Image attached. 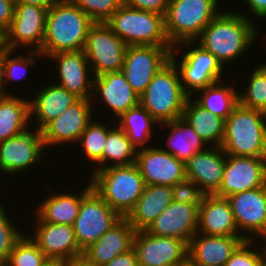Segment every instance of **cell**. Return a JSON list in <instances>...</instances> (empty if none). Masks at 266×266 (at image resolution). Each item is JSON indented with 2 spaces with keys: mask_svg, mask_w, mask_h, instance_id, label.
<instances>
[{
  "mask_svg": "<svg viewBox=\"0 0 266 266\" xmlns=\"http://www.w3.org/2000/svg\"><path fill=\"white\" fill-rule=\"evenodd\" d=\"M137 149L135 164L146 185L174 186L186 179L185 164L162 146Z\"/></svg>",
  "mask_w": 266,
  "mask_h": 266,
  "instance_id": "17",
  "label": "cell"
},
{
  "mask_svg": "<svg viewBox=\"0 0 266 266\" xmlns=\"http://www.w3.org/2000/svg\"><path fill=\"white\" fill-rule=\"evenodd\" d=\"M94 22L105 23L123 4V0H72Z\"/></svg>",
  "mask_w": 266,
  "mask_h": 266,
  "instance_id": "41",
  "label": "cell"
},
{
  "mask_svg": "<svg viewBox=\"0 0 266 266\" xmlns=\"http://www.w3.org/2000/svg\"><path fill=\"white\" fill-rule=\"evenodd\" d=\"M105 23L127 46H172L163 15L122 4Z\"/></svg>",
  "mask_w": 266,
  "mask_h": 266,
  "instance_id": "7",
  "label": "cell"
},
{
  "mask_svg": "<svg viewBox=\"0 0 266 266\" xmlns=\"http://www.w3.org/2000/svg\"><path fill=\"white\" fill-rule=\"evenodd\" d=\"M197 233L209 236L242 235L227 197L205 194L199 206Z\"/></svg>",
  "mask_w": 266,
  "mask_h": 266,
  "instance_id": "26",
  "label": "cell"
},
{
  "mask_svg": "<svg viewBox=\"0 0 266 266\" xmlns=\"http://www.w3.org/2000/svg\"><path fill=\"white\" fill-rule=\"evenodd\" d=\"M31 239L47 258L74 260L83 255L74 234L73 226L42 222L37 216Z\"/></svg>",
  "mask_w": 266,
  "mask_h": 266,
  "instance_id": "21",
  "label": "cell"
},
{
  "mask_svg": "<svg viewBox=\"0 0 266 266\" xmlns=\"http://www.w3.org/2000/svg\"><path fill=\"white\" fill-rule=\"evenodd\" d=\"M209 148L185 163V174L186 179L195 182L205 194H214L222 182L226 154L221 147Z\"/></svg>",
  "mask_w": 266,
  "mask_h": 266,
  "instance_id": "24",
  "label": "cell"
},
{
  "mask_svg": "<svg viewBox=\"0 0 266 266\" xmlns=\"http://www.w3.org/2000/svg\"><path fill=\"white\" fill-rule=\"evenodd\" d=\"M225 154L266 157V114L238 103L225 122Z\"/></svg>",
  "mask_w": 266,
  "mask_h": 266,
  "instance_id": "3",
  "label": "cell"
},
{
  "mask_svg": "<svg viewBox=\"0 0 266 266\" xmlns=\"http://www.w3.org/2000/svg\"><path fill=\"white\" fill-rule=\"evenodd\" d=\"M136 155L137 148L131 143L126 133L117 124H114V126H111L110 128L108 127L103 157L96 163L99 167H96V169L92 171L91 175H93L97 170H101L109 166L134 164Z\"/></svg>",
  "mask_w": 266,
  "mask_h": 266,
  "instance_id": "33",
  "label": "cell"
},
{
  "mask_svg": "<svg viewBox=\"0 0 266 266\" xmlns=\"http://www.w3.org/2000/svg\"><path fill=\"white\" fill-rule=\"evenodd\" d=\"M95 22L72 0H58L47 12L46 29L40 53L43 58L57 53L81 51Z\"/></svg>",
  "mask_w": 266,
  "mask_h": 266,
  "instance_id": "2",
  "label": "cell"
},
{
  "mask_svg": "<svg viewBox=\"0 0 266 266\" xmlns=\"http://www.w3.org/2000/svg\"><path fill=\"white\" fill-rule=\"evenodd\" d=\"M136 230L126 218H122L97 241L83 251L82 257L89 263L104 266L119 254L133 248Z\"/></svg>",
  "mask_w": 266,
  "mask_h": 266,
  "instance_id": "25",
  "label": "cell"
},
{
  "mask_svg": "<svg viewBox=\"0 0 266 266\" xmlns=\"http://www.w3.org/2000/svg\"><path fill=\"white\" fill-rule=\"evenodd\" d=\"M261 266H266V254L263 256Z\"/></svg>",
  "mask_w": 266,
  "mask_h": 266,
  "instance_id": "52",
  "label": "cell"
},
{
  "mask_svg": "<svg viewBox=\"0 0 266 266\" xmlns=\"http://www.w3.org/2000/svg\"><path fill=\"white\" fill-rule=\"evenodd\" d=\"M126 48L127 44L106 23L95 22L83 48L94 77L122 71Z\"/></svg>",
  "mask_w": 266,
  "mask_h": 266,
  "instance_id": "9",
  "label": "cell"
},
{
  "mask_svg": "<svg viewBox=\"0 0 266 266\" xmlns=\"http://www.w3.org/2000/svg\"><path fill=\"white\" fill-rule=\"evenodd\" d=\"M188 97L180 82L178 70L170 60L154 75L140 95L139 104L162 124L182 118Z\"/></svg>",
  "mask_w": 266,
  "mask_h": 266,
  "instance_id": "5",
  "label": "cell"
},
{
  "mask_svg": "<svg viewBox=\"0 0 266 266\" xmlns=\"http://www.w3.org/2000/svg\"><path fill=\"white\" fill-rule=\"evenodd\" d=\"M255 243V241H244L231 255L225 266H261L263 256L266 254V245L259 247L258 250L252 249Z\"/></svg>",
  "mask_w": 266,
  "mask_h": 266,
  "instance_id": "42",
  "label": "cell"
},
{
  "mask_svg": "<svg viewBox=\"0 0 266 266\" xmlns=\"http://www.w3.org/2000/svg\"><path fill=\"white\" fill-rule=\"evenodd\" d=\"M104 266H138L137 256L132 248L128 252L119 254Z\"/></svg>",
  "mask_w": 266,
  "mask_h": 266,
  "instance_id": "46",
  "label": "cell"
},
{
  "mask_svg": "<svg viewBox=\"0 0 266 266\" xmlns=\"http://www.w3.org/2000/svg\"><path fill=\"white\" fill-rule=\"evenodd\" d=\"M93 91L94 99L91 100L98 101L101 98L100 101L106 103V107L117 119L129 109L139 105L140 96L132 89L122 71L94 77Z\"/></svg>",
  "mask_w": 266,
  "mask_h": 266,
  "instance_id": "23",
  "label": "cell"
},
{
  "mask_svg": "<svg viewBox=\"0 0 266 266\" xmlns=\"http://www.w3.org/2000/svg\"><path fill=\"white\" fill-rule=\"evenodd\" d=\"M220 0H169L165 32L174 47L185 41H196L205 27L221 11Z\"/></svg>",
  "mask_w": 266,
  "mask_h": 266,
  "instance_id": "6",
  "label": "cell"
},
{
  "mask_svg": "<svg viewBox=\"0 0 266 266\" xmlns=\"http://www.w3.org/2000/svg\"><path fill=\"white\" fill-rule=\"evenodd\" d=\"M71 260L47 258L41 266H70Z\"/></svg>",
  "mask_w": 266,
  "mask_h": 266,
  "instance_id": "50",
  "label": "cell"
},
{
  "mask_svg": "<svg viewBox=\"0 0 266 266\" xmlns=\"http://www.w3.org/2000/svg\"><path fill=\"white\" fill-rule=\"evenodd\" d=\"M123 4L140 10H145L165 16L169 0H123Z\"/></svg>",
  "mask_w": 266,
  "mask_h": 266,
  "instance_id": "44",
  "label": "cell"
},
{
  "mask_svg": "<svg viewBox=\"0 0 266 266\" xmlns=\"http://www.w3.org/2000/svg\"><path fill=\"white\" fill-rule=\"evenodd\" d=\"M35 93L34 98L29 100L30 117H34L36 129L40 131L79 99L56 83L46 85Z\"/></svg>",
  "mask_w": 266,
  "mask_h": 266,
  "instance_id": "27",
  "label": "cell"
},
{
  "mask_svg": "<svg viewBox=\"0 0 266 266\" xmlns=\"http://www.w3.org/2000/svg\"><path fill=\"white\" fill-rule=\"evenodd\" d=\"M49 8L31 4H16L10 27L0 37V44L16 51L22 46L27 51H41L43 46L46 17Z\"/></svg>",
  "mask_w": 266,
  "mask_h": 266,
  "instance_id": "11",
  "label": "cell"
},
{
  "mask_svg": "<svg viewBox=\"0 0 266 266\" xmlns=\"http://www.w3.org/2000/svg\"><path fill=\"white\" fill-rule=\"evenodd\" d=\"M30 101L12 94L0 96V142L29 129Z\"/></svg>",
  "mask_w": 266,
  "mask_h": 266,
  "instance_id": "32",
  "label": "cell"
},
{
  "mask_svg": "<svg viewBox=\"0 0 266 266\" xmlns=\"http://www.w3.org/2000/svg\"><path fill=\"white\" fill-rule=\"evenodd\" d=\"M47 259L43 251L24 234L14 245L4 266H41Z\"/></svg>",
  "mask_w": 266,
  "mask_h": 266,
  "instance_id": "38",
  "label": "cell"
},
{
  "mask_svg": "<svg viewBox=\"0 0 266 266\" xmlns=\"http://www.w3.org/2000/svg\"><path fill=\"white\" fill-rule=\"evenodd\" d=\"M16 2L0 0V37L10 27L15 14Z\"/></svg>",
  "mask_w": 266,
  "mask_h": 266,
  "instance_id": "45",
  "label": "cell"
},
{
  "mask_svg": "<svg viewBox=\"0 0 266 266\" xmlns=\"http://www.w3.org/2000/svg\"><path fill=\"white\" fill-rule=\"evenodd\" d=\"M133 249L138 266H185L188 244L173 237L154 236L146 230L135 232Z\"/></svg>",
  "mask_w": 266,
  "mask_h": 266,
  "instance_id": "13",
  "label": "cell"
},
{
  "mask_svg": "<svg viewBox=\"0 0 266 266\" xmlns=\"http://www.w3.org/2000/svg\"><path fill=\"white\" fill-rule=\"evenodd\" d=\"M251 14L253 13L258 19L266 18V0H245Z\"/></svg>",
  "mask_w": 266,
  "mask_h": 266,
  "instance_id": "47",
  "label": "cell"
},
{
  "mask_svg": "<svg viewBox=\"0 0 266 266\" xmlns=\"http://www.w3.org/2000/svg\"><path fill=\"white\" fill-rule=\"evenodd\" d=\"M44 151V152H43ZM42 133L36 128L0 142V173L17 174L42 161L45 155ZM3 172V173H2Z\"/></svg>",
  "mask_w": 266,
  "mask_h": 266,
  "instance_id": "14",
  "label": "cell"
},
{
  "mask_svg": "<svg viewBox=\"0 0 266 266\" xmlns=\"http://www.w3.org/2000/svg\"><path fill=\"white\" fill-rule=\"evenodd\" d=\"M246 241L242 235L209 236L196 233L188 244L190 266H225L235 250Z\"/></svg>",
  "mask_w": 266,
  "mask_h": 266,
  "instance_id": "22",
  "label": "cell"
},
{
  "mask_svg": "<svg viewBox=\"0 0 266 266\" xmlns=\"http://www.w3.org/2000/svg\"><path fill=\"white\" fill-rule=\"evenodd\" d=\"M9 219L10 217L0 203V266L6 264L15 243L24 235V232L22 233L16 228L18 226L13 224V218Z\"/></svg>",
  "mask_w": 266,
  "mask_h": 266,
  "instance_id": "40",
  "label": "cell"
},
{
  "mask_svg": "<svg viewBox=\"0 0 266 266\" xmlns=\"http://www.w3.org/2000/svg\"><path fill=\"white\" fill-rule=\"evenodd\" d=\"M264 185H266V157L226 154L222 182L214 194L220 197H228Z\"/></svg>",
  "mask_w": 266,
  "mask_h": 266,
  "instance_id": "16",
  "label": "cell"
},
{
  "mask_svg": "<svg viewBox=\"0 0 266 266\" xmlns=\"http://www.w3.org/2000/svg\"><path fill=\"white\" fill-rule=\"evenodd\" d=\"M15 54L16 51L9 50L5 47L4 87H6L5 84L9 81L13 82L14 80L20 81L21 79H27L28 67L37 62L36 58L38 59L43 57V55L38 51H28L26 55L24 53L13 57Z\"/></svg>",
  "mask_w": 266,
  "mask_h": 266,
  "instance_id": "39",
  "label": "cell"
},
{
  "mask_svg": "<svg viewBox=\"0 0 266 266\" xmlns=\"http://www.w3.org/2000/svg\"><path fill=\"white\" fill-rule=\"evenodd\" d=\"M90 177L94 190L122 218L133 210L146 185L135 163L109 166Z\"/></svg>",
  "mask_w": 266,
  "mask_h": 266,
  "instance_id": "4",
  "label": "cell"
},
{
  "mask_svg": "<svg viewBox=\"0 0 266 266\" xmlns=\"http://www.w3.org/2000/svg\"><path fill=\"white\" fill-rule=\"evenodd\" d=\"M70 266H98V265L89 263L85 258L81 256L79 258H75L74 260H72Z\"/></svg>",
  "mask_w": 266,
  "mask_h": 266,
  "instance_id": "51",
  "label": "cell"
},
{
  "mask_svg": "<svg viewBox=\"0 0 266 266\" xmlns=\"http://www.w3.org/2000/svg\"><path fill=\"white\" fill-rule=\"evenodd\" d=\"M93 102L91 99H78L62 114L49 122L42 130L45 148L78 142L86 126L92 121Z\"/></svg>",
  "mask_w": 266,
  "mask_h": 266,
  "instance_id": "18",
  "label": "cell"
},
{
  "mask_svg": "<svg viewBox=\"0 0 266 266\" xmlns=\"http://www.w3.org/2000/svg\"><path fill=\"white\" fill-rule=\"evenodd\" d=\"M198 216V205L172 201L146 231L154 236L173 237L189 244L190 239L197 233Z\"/></svg>",
  "mask_w": 266,
  "mask_h": 266,
  "instance_id": "20",
  "label": "cell"
},
{
  "mask_svg": "<svg viewBox=\"0 0 266 266\" xmlns=\"http://www.w3.org/2000/svg\"><path fill=\"white\" fill-rule=\"evenodd\" d=\"M46 58L52 59L58 66L60 83L58 81H54V83L79 99H92L94 75L91 74L92 69L83 50L57 52Z\"/></svg>",
  "mask_w": 266,
  "mask_h": 266,
  "instance_id": "19",
  "label": "cell"
},
{
  "mask_svg": "<svg viewBox=\"0 0 266 266\" xmlns=\"http://www.w3.org/2000/svg\"><path fill=\"white\" fill-rule=\"evenodd\" d=\"M4 57H5V47L0 44V96L6 94H12L6 92V89L4 88Z\"/></svg>",
  "mask_w": 266,
  "mask_h": 266,
  "instance_id": "48",
  "label": "cell"
},
{
  "mask_svg": "<svg viewBox=\"0 0 266 266\" xmlns=\"http://www.w3.org/2000/svg\"><path fill=\"white\" fill-rule=\"evenodd\" d=\"M160 125L170 128V132L166 138L168 150L167 147H163V149L184 164L196 153L207 149L206 142L182 118Z\"/></svg>",
  "mask_w": 266,
  "mask_h": 266,
  "instance_id": "31",
  "label": "cell"
},
{
  "mask_svg": "<svg viewBox=\"0 0 266 266\" xmlns=\"http://www.w3.org/2000/svg\"><path fill=\"white\" fill-rule=\"evenodd\" d=\"M205 193L192 180L185 179L172 186V199L177 203L195 204L200 206Z\"/></svg>",
  "mask_w": 266,
  "mask_h": 266,
  "instance_id": "43",
  "label": "cell"
},
{
  "mask_svg": "<svg viewBox=\"0 0 266 266\" xmlns=\"http://www.w3.org/2000/svg\"><path fill=\"white\" fill-rule=\"evenodd\" d=\"M227 199L231 205L239 233L244 230L242 237L249 241H255V236L257 239L261 237L265 243L266 185L230 195Z\"/></svg>",
  "mask_w": 266,
  "mask_h": 266,
  "instance_id": "15",
  "label": "cell"
},
{
  "mask_svg": "<svg viewBox=\"0 0 266 266\" xmlns=\"http://www.w3.org/2000/svg\"><path fill=\"white\" fill-rule=\"evenodd\" d=\"M225 84H223V81H219L199 90L194 100L203 108L212 112L213 115L226 120L232 113L234 107L239 103V92H237V89L233 85L230 84L227 86Z\"/></svg>",
  "mask_w": 266,
  "mask_h": 266,
  "instance_id": "35",
  "label": "cell"
},
{
  "mask_svg": "<svg viewBox=\"0 0 266 266\" xmlns=\"http://www.w3.org/2000/svg\"><path fill=\"white\" fill-rule=\"evenodd\" d=\"M56 1L58 0H16V4H31L44 8H50Z\"/></svg>",
  "mask_w": 266,
  "mask_h": 266,
  "instance_id": "49",
  "label": "cell"
},
{
  "mask_svg": "<svg viewBox=\"0 0 266 266\" xmlns=\"http://www.w3.org/2000/svg\"><path fill=\"white\" fill-rule=\"evenodd\" d=\"M172 201V187L145 185L142 195L126 219L136 231L146 230Z\"/></svg>",
  "mask_w": 266,
  "mask_h": 266,
  "instance_id": "28",
  "label": "cell"
},
{
  "mask_svg": "<svg viewBox=\"0 0 266 266\" xmlns=\"http://www.w3.org/2000/svg\"><path fill=\"white\" fill-rule=\"evenodd\" d=\"M173 46H127L122 72L132 89L140 96L154 75L170 61Z\"/></svg>",
  "mask_w": 266,
  "mask_h": 266,
  "instance_id": "12",
  "label": "cell"
},
{
  "mask_svg": "<svg viewBox=\"0 0 266 266\" xmlns=\"http://www.w3.org/2000/svg\"><path fill=\"white\" fill-rule=\"evenodd\" d=\"M188 97L185 102L182 119L206 142L210 147H221L224 138V118L213 115L194 99Z\"/></svg>",
  "mask_w": 266,
  "mask_h": 266,
  "instance_id": "30",
  "label": "cell"
},
{
  "mask_svg": "<svg viewBox=\"0 0 266 266\" xmlns=\"http://www.w3.org/2000/svg\"><path fill=\"white\" fill-rule=\"evenodd\" d=\"M245 91L238 93L239 103L266 114V63L256 65Z\"/></svg>",
  "mask_w": 266,
  "mask_h": 266,
  "instance_id": "36",
  "label": "cell"
},
{
  "mask_svg": "<svg viewBox=\"0 0 266 266\" xmlns=\"http://www.w3.org/2000/svg\"><path fill=\"white\" fill-rule=\"evenodd\" d=\"M194 45L195 41L182 42L175 45L170 54V60L178 70L183 90L189 97H192L193 93L207 86L222 81L223 73H225L224 67L211 52L205 50L197 43L196 47ZM185 48L188 49L185 50L187 53L184 52ZM180 49L184 53L179 52ZM176 54L179 57L182 55L180 57L181 60L177 59Z\"/></svg>",
  "mask_w": 266,
  "mask_h": 266,
  "instance_id": "8",
  "label": "cell"
},
{
  "mask_svg": "<svg viewBox=\"0 0 266 266\" xmlns=\"http://www.w3.org/2000/svg\"><path fill=\"white\" fill-rule=\"evenodd\" d=\"M107 134L108 126L100 123V121L92 120L86 126L77 142L81 145L86 160L96 164L103 157Z\"/></svg>",
  "mask_w": 266,
  "mask_h": 266,
  "instance_id": "37",
  "label": "cell"
},
{
  "mask_svg": "<svg viewBox=\"0 0 266 266\" xmlns=\"http://www.w3.org/2000/svg\"><path fill=\"white\" fill-rule=\"evenodd\" d=\"M122 217L92 188L83 198L73 224L76 242L84 251Z\"/></svg>",
  "mask_w": 266,
  "mask_h": 266,
  "instance_id": "10",
  "label": "cell"
},
{
  "mask_svg": "<svg viewBox=\"0 0 266 266\" xmlns=\"http://www.w3.org/2000/svg\"><path fill=\"white\" fill-rule=\"evenodd\" d=\"M113 122L126 133L131 143L137 148H146L147 142L153 138L152 127L159 123L149 114V112L140 104L123 113ZM153 125V126H152Z\"/></svg>",
  "mask_w": 266,
  "mask_h": 266,
  "instance_id": "34",
  "label": "cell"
},
{
  "mask_svg": "<svg viewBox=\"0 0 266 266\" xmlns=\"http://www.w3.org/2000/svg\"><path fill=\"white\" fill-rule=\"evenodd\" d=\"M93 188L91 181L80 192L73 193H50L47 199L40 202L36 208L37 216L42 222L66 224L73 226L79 212L82 198ZM80 195V196H79Z\"/></svg>",
  "mask_w": 266,
  "mask_h": 266,
  "instance_id": "29",
  "label": "cell"
},
{
  "mask_svg": "<svg viewBox=\"0 0 266 266\" xmlns=\"http://www.w3.org/2000/svg\"><path fill=\"white\" fill-rule=\"evenodd\" d=\"M242 12L221 10L195 41L211 52L223 67L241 58L258 38L257 25Z\"/></svg>",
  "mask_w": 266,
  "mask_h": 266,
  "instance_id": "1",
  "label": "cell"
}]
</instances>
